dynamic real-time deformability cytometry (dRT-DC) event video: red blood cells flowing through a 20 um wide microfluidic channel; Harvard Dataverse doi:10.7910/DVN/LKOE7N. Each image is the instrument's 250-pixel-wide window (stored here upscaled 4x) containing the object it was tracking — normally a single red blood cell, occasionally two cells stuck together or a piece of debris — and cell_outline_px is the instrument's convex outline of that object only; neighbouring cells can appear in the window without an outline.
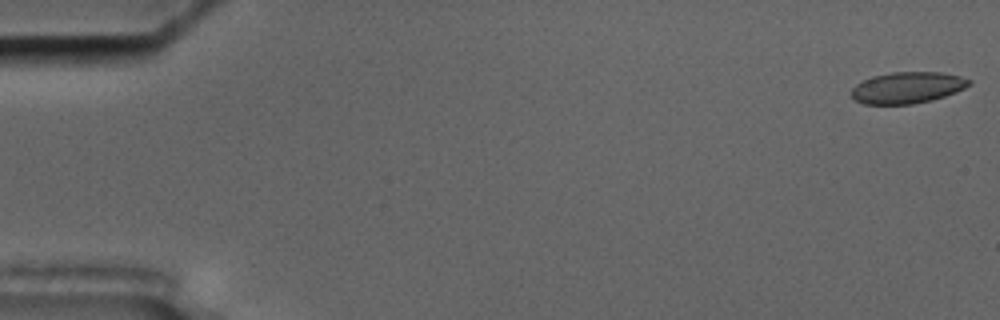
{"species": "common noctule bat (a hibernating species)", "species_latin": "Nyctalus noctula", "temperature_condition": "cold", "stored_images_in_passage": 57, "camera_frame_rate_fps": 3000, "um_per_image_px": 0.085, "animal": {"sex": "male", "body_mass_g": 17.5, "forearm_length_mm": 52.3}, "frame": {"image": 1, "passage_image": 1, "time_ms": 0.0, "image_size_px": [1000, 320], "cell_outline_px": [[972, 84], [956, 92], [932, 100], [912, 104], [864, 104], [856, 100], [852, 96], [852, 88], [856, 84], [872, 76], [892, 72], [940, 72], [960, 76], [972, 80]], "centroid_in_image_um": [77.15, 7.44], "position_along_channel_um": 7.9, "area_um2": 21.5}}
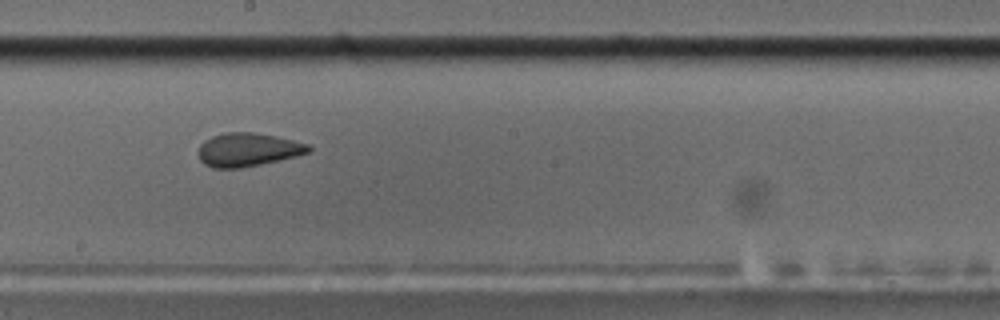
{"frame": {"image": 2, "passage_image": 32, "time_ms": 10.333, "image_size_px": [1000, 320], "cell_outline_px": [[312, 148], [308, 152], [296, 156], [280, 160], [240, 168], [212, 168], [204, 164], [200, 160], [200, 144], [204, 140], [212, 136], [224, 132], [252, 132], [276, 136], [308, 144]], "centroid_in_image_um": [21.06, 12.72], "position_along_channel_um": 227.1, "area_um2": 21.39}}
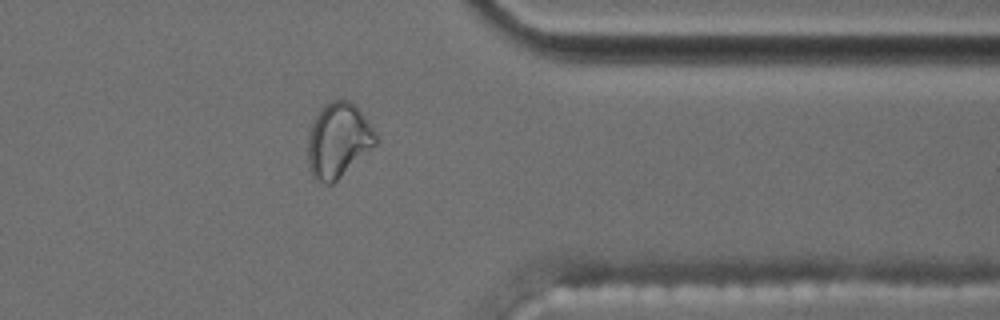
{"frame": {"image": 3, "passage_image": 46, "time_ms": 15.0, "image_size_px": [1000, 320], "cell_outline_px": [[380, 136], [376, 144], [332, 184], [324, 184], [316, 180], [312, 176], [308, 168], [308, 132], [320, 108], [324, 104], [332, 100], [348, 100], [356, 104]], "centroid_in_image_um": [28.76, 11.9], "position_along_channel_um": 382.6, "area_um2": 29.82}, "authors_computed_cell_mechanics": {"area_um2": 22.0218, "velocity_mm_per_s": 3.5266, "shape_relaxation_time_tau1_ms": null, "shape_relaxation_time_tau2_ms": 1.376, "deformation_change_tau1": null, "deformation_change_tau2": 0.0791}}